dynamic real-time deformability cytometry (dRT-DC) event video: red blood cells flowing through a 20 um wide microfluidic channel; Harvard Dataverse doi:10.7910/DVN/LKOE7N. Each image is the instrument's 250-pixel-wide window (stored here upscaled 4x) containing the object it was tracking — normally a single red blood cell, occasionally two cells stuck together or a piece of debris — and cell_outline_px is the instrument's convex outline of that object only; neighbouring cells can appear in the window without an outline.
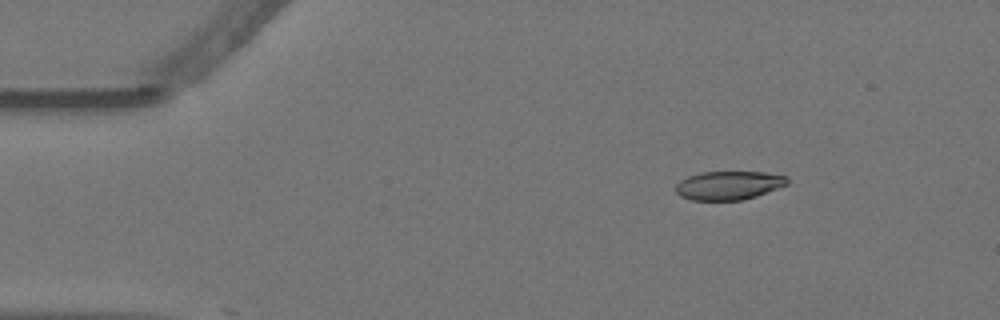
{"species": "Egyptian fruit bat (a non-hibernating species)", "species_latin": "Rousettus aegyptiacus", "temperature_condition": "warm", "stored_images_in_passage": 23, "camera_frame_rate_fps": 3000, "um_per_image_px": 0.085, "animal": {"sex": "female"}, "frame": {"image": 1, "passage_image": 1, "time_ms": 0.0, "image_size_px": [1000, 320], "cell_outline_px": [[788, 184], [756, 196], [740, 200], [692, 200], [680, 196], [676, 192], [676, 184], [680, 180], [688, 176], [700, 172], [764, 172], [788, 176]], "centroid_in_image_um": [61.93, 15.75], "position_along_channel_um": 23.1, "area_um2": 18.61}}
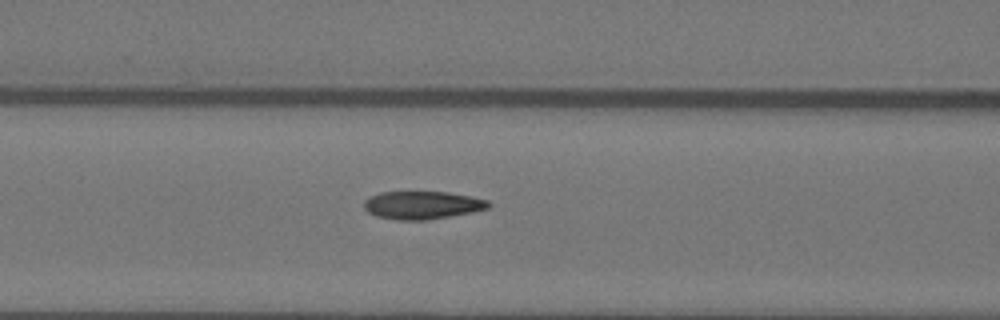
{"frame": {"image": 2, "passage_image": 16, "time_ms": 5.0, "image_size_px": [1000, 320], "cell_outline_px": [[492, 204], [488, 208], [472, 212], [428, 220], [396, 220], [376, 216], [368, 212], [364, 208], [364, 200], [380, 192], [448, 192], [488, 200]], "centroid_in_image_um": [35.89, 17.44], "position_along_channel_um": 130.7, "area_um2": 20.23}}
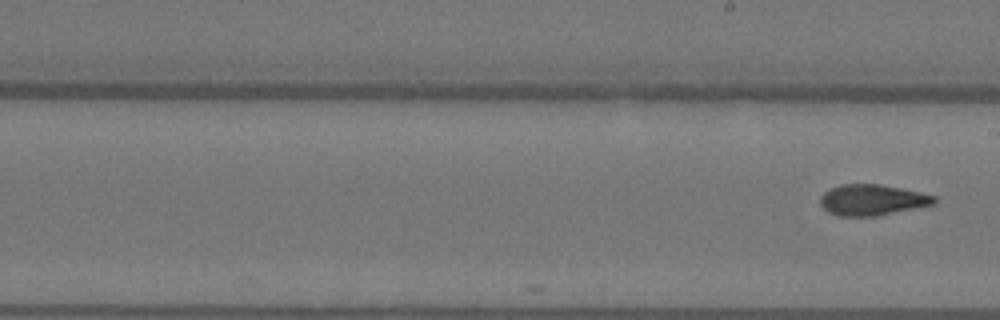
{"frame": {"image": 3, "passage_image": 23, "time_ms": 7.333, "image_size_px": [1000, 320], "cell_outline_px": [[936, 204], [876, 216], [836, 216], [828, 212], [820, 204], [820, 196], [828, 188], [840, 184], [880, 184], [920, 192], [936, 196]], "centroid_in_image_um": [74.11, 16.99], "position_along_channel_um": 214.9, "area_um2": 20.69}}